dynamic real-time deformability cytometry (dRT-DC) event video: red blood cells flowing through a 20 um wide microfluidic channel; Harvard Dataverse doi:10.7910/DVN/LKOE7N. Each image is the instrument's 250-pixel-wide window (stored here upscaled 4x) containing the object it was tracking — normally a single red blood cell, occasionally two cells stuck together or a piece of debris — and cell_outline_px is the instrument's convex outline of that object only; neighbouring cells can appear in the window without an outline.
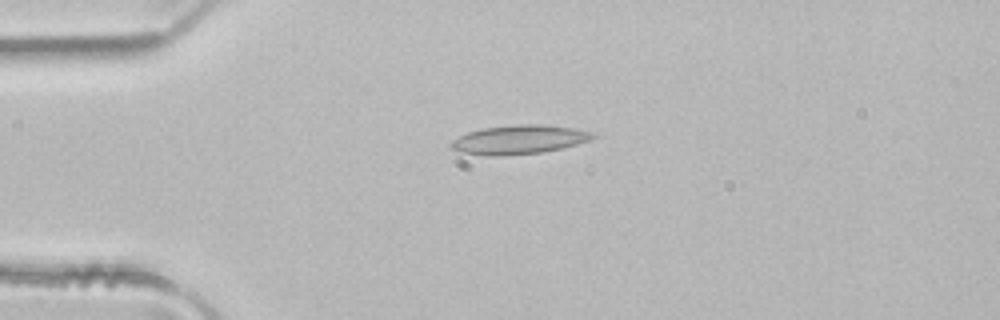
{"species": "common noctule bat (a hibernating species)", "species_latin": "Nyctalus noctula", "temperature_condition": "room temperature", "stored_images_in_passage": 4, "camera_frame_rate_fps": 3000, "um_per_image_px": 0.085, "animal": {"sex": "male", "body_mass_g": 21.5, "forearm_length_mm": 52.0}, "frame": {"image": 1, "passage_image": 4, "time_ms": 1.0, "image_size_px": [1000, 320], "cell_outline_px": [[600, 136], [576, 144], [544, 152], [500, 156], [488, 156], [460, 152], [452, 148], [448, 144], [452, 140], [468, 132], [484, 128], [516, 124], [540, 124], [576, 128], [592, 132]], "centroid_in_image_um": [44.13, 11.86], "position_along_channel_um": 40.9, "area_um2": 23.99}}